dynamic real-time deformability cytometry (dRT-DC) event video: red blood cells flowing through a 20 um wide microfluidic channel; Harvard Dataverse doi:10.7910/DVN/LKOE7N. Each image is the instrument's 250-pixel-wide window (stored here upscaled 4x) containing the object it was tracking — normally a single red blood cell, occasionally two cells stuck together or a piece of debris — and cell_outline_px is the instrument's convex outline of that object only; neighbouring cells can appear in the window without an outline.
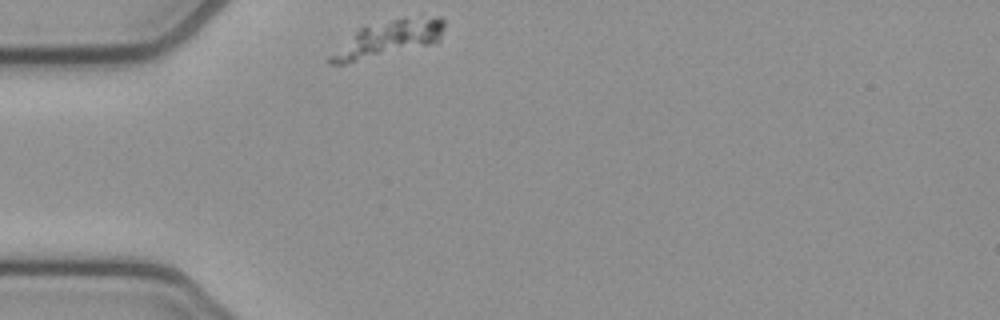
{"species": "common noctule bat (a hibernating species)", "species_latin": "Nyctalus noctula", "temperature_condition": "cold", "stored_images_in_passage": 32, "camera_frame_rate_fps": 3000, "um_per_image_px": 0.085, "animal": {"sex": "female", "body_mass_g": 21.9}, "frame": {"image": 1, "passage_image": 1, "time_ms": 0.0, "image_size_px": [1000, 320], "cell_outline_px": [[444, 24], [440, 40], [436, 44], [344, 64], [328, 64], [324, 60], [328, 56], [360, 28], [404, 16], [440, 16], [444, 20]], "centroid_in_image_um": [33.05, 3.29], "position_along_channel_um": 52.0, "area_um2": 24.16}}
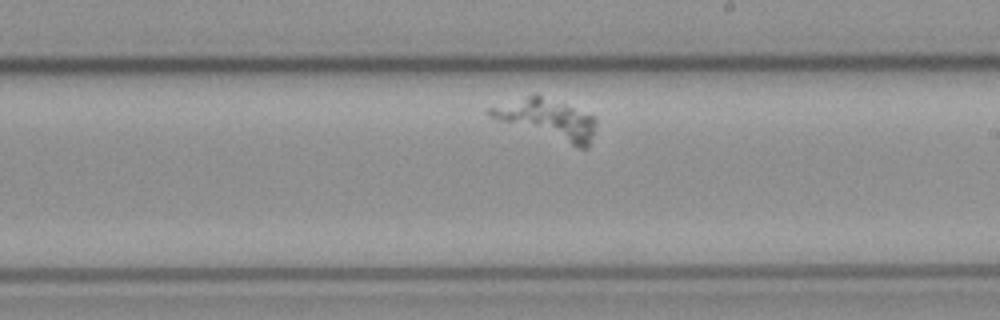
{"frame": {"image": 2, "passage_image": 19, "time_ms": 6.0, "image_size_px": [1000, 320], "cell_outline_px": [[596, 124], [588, 148], [580, 148], [496, 120], [488, 116], [484, 112], [488, 108], [532, 92], [536, 92], [596, 116]], "centroid_in_image_um": [46.48, 10.08], "position_along_channel_um": 242.5, "area_um2": 25.14}}
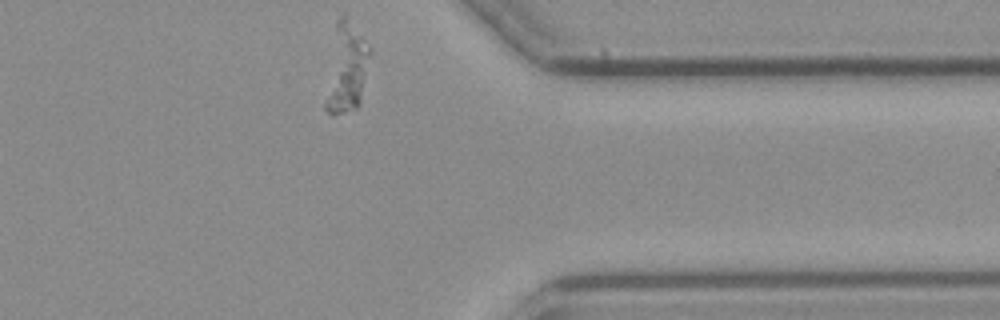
{"frame": {"image": 3, "passage_image": 32, "time_ms": 10.333, "image_size_px": [1000, 320], "cell_outline_px": [[372, 48], [360, 104], [356, 108], [344, 112], [328, 112], [324, 108], [324, 104], [336, 20], [344, 12]], "centroid_in_image_um": [29.48, 5.73], "position_along_channel_um": 381.9, "area_um2": 22.95}}